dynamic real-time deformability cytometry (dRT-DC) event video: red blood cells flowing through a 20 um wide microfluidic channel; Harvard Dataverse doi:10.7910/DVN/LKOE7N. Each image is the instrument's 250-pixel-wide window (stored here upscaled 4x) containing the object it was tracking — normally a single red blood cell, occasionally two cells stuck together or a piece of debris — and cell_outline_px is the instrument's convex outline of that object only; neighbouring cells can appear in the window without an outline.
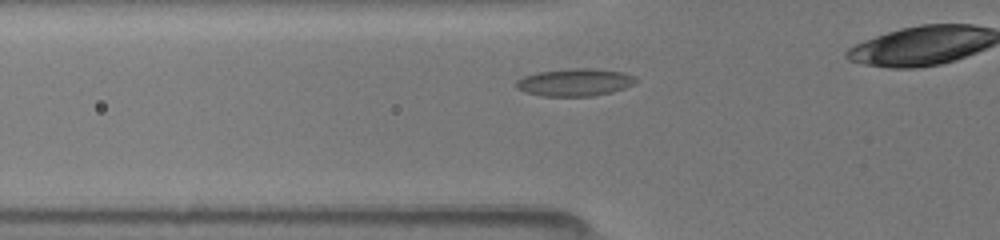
{"species": "common noctule bat (a hibernating species)", "species_latin": "Nyctalus noctula", "temperature_condition": "room temperature", "stored_images_in_passage": 25, "camera_frame_rate_fps": 3000, "um_per_image_px": 0.085, "animal": {"sex": "female", "body_mass_g": 19.5, "forearm_length_mm": 54.1}, "frame": {"image": 1, "passage_image": 5, "time_ms": 1.333, "image_size_px": [1000, 240], "cell_outline_px": [[636, 80], [632, 84], [624, 88], [612, 92], [592, 96], [544, 96], [524, 92], [516, 88], [516, 80], [524, 76], [536, 72], [568, 68], [592, 68], [624, 72], [632, 76]], "centroid_in_image_um": [48.81, 6.99], "position_along_channel_um": 77.0, "area_um2": 19.19}}
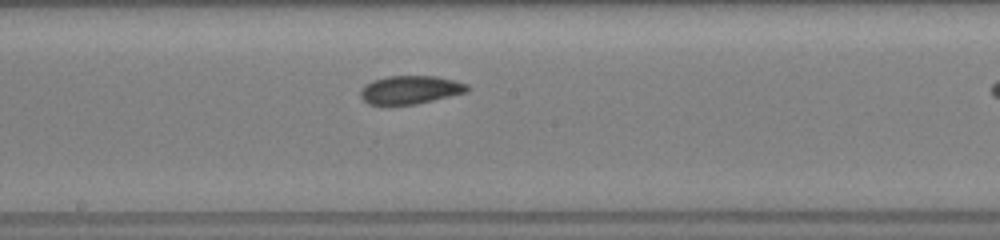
{"frame": {"image": 2, "passage_image": 12, "time_ms": 4.667, "image_size_px": [1000, 240], "cell_outline_px": [[468, 92], [416, 104], [368, 104], [360, 96], [360, 92], [364, 84], [372, 80], [388, 76], [436, 76], [468, 84]], "centroid_in_image_um": [34.86, 7.62], "position_along_channel_um": 213.3, "area_um2": 17.51}}
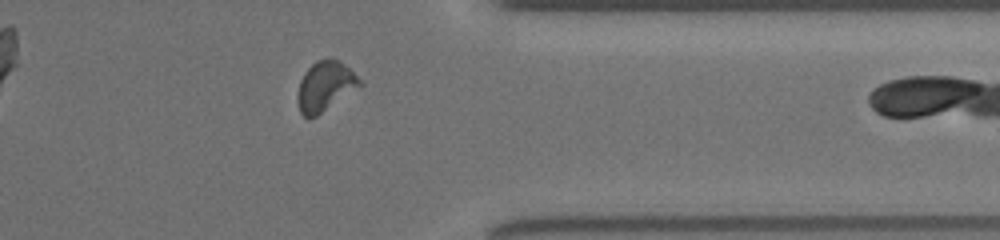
{"frame": {"image": 3, "passage_image": 24, "time_ms": 9.0, "image_size_px": [1000, 240], "cell_outline_px": [[364, 84], [316, 116], [308, 120], [300, 112], [296, 100], [300, 80], [304, 72], [316, 60], [332, 56], [344, 64]], "centroid_in_image_um": [27.61, 7.32], "position_along_channel_um": 383.8, "area_um2": 18.15}}